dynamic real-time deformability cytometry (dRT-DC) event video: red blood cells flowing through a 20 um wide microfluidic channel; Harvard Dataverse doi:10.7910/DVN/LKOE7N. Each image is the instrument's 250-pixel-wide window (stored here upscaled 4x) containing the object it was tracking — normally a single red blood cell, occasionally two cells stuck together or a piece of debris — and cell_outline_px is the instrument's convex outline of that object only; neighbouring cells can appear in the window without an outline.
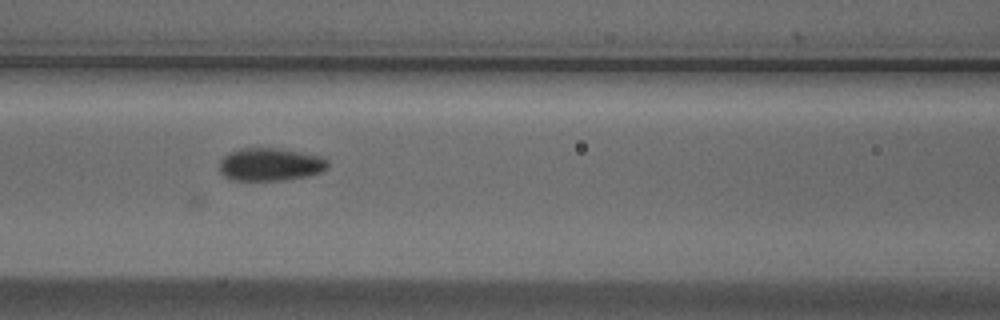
{"species": "Egyptian fruit bat (a non-hibernating species)", "species_latin": "Rousettus aegyptiacus", "temperature_condition": "cold", "stored_images_in_passage": 48, "camera_frame_rate_fps": 3000, "um_per_image_px": 0.085, "animal": {"sex": "male"}, "frame": {"image": 1, "passage_image": 15, "time_ms": 4.667, "image_size_px": [1000, 320], "cell_outline_px": [[328, 168], [320, 172], [308, 176], [284, 180], [228, 180], [220, 172], [220, 160], [228, 152], [240, 148], [280, 148], [320, 156], [328, 160]], "centroid_in_image_um": [22.95, 13.97], "position_along_channel_um": 143.6, "area_um2": 20.92}}
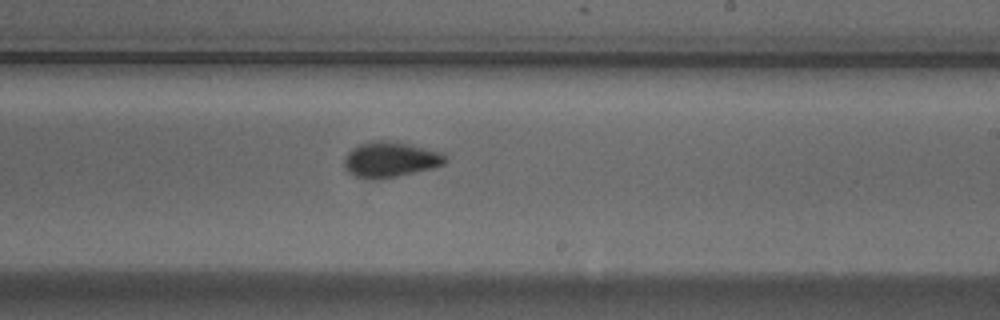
{"frame": {"image": 2, "passage_image": 24, "time_ms": 7.667, "image_size_px": [1000, 320], "cell_outline_px": [[448, 160], [444, 164], [432, 168], [396, 176], [376, 180], [372, 180], [356, 176], [348, 172], [344, 168], [344, 160], [348, 152], [352, 148], [360, 144], [372, 140], [388, 140], [424, 148], [440, 152], [448, 156]], "centroid_in_image_um": [33.16, 13.56], "position_along_channel_um": 255.8, "area_um2": 20.81}}
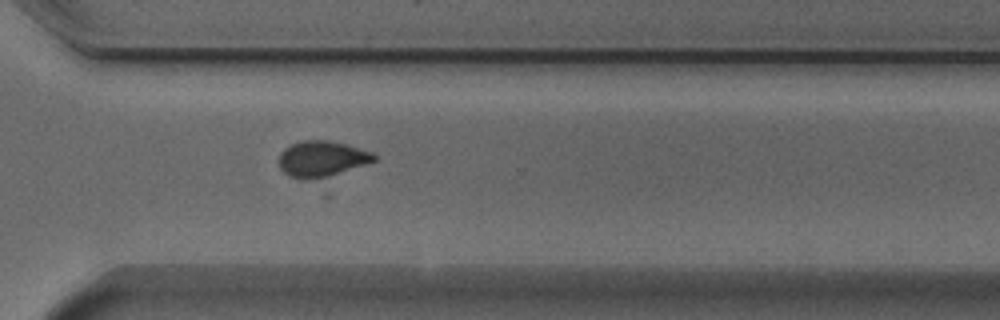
{"frame": {"image": 3, "passage_image": 31, "time_ms": 10.0, "image_size_px": [1000, 320], "cell_outline_px": [[376, 160], [328, 176], [304, 180], [288, 176], [280, 168], [280, 152], [284, 148], [300, 140], [328, 140], [348, 144], [372, 152], [376, 156]], "centroid_in_image_um": [27.32, 13.48], "position_along_channel_um": 343.3, "area_um2": 19.71}}